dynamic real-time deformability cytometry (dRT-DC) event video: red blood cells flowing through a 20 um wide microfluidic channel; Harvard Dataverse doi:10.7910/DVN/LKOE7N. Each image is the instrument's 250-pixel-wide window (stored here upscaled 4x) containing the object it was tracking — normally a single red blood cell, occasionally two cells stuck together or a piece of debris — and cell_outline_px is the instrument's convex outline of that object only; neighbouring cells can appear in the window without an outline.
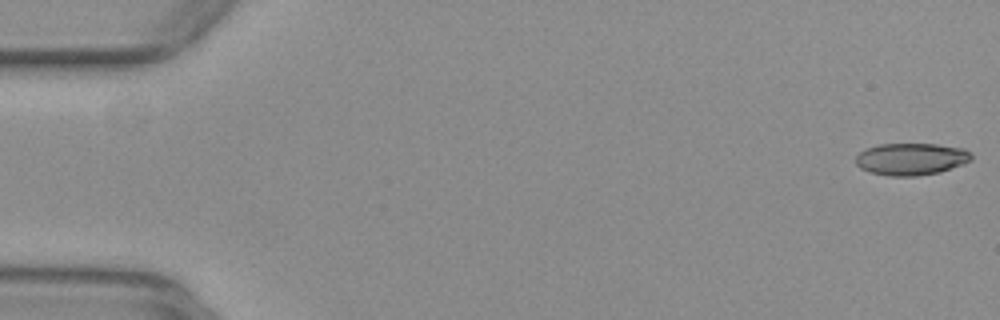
{"species": "common noctule bat (a hibernating species)", "species_latin": "Nyctalus noctula", "temperature_condition": "warm", "stored_images_in_passage": 53, "camera_frame_rate_fps": 3000, "um_per_image_px": 0.085, "animal": {"sex": "female", "body_mass_g": 29.2, "forearm_length_mm": 56.3}, "frame": {"image": 1, "passage_image": 1, "time_ms": 0.0, "image_size_px": [1000, 320], "cell_outline_px": [[972, 160], [964, 164], [940, 172], [916, 176], [888, 176], [872, 172], [860, 168], [856, 164], [856, 156], [864, 148], [876, 144], [936, 144], [964, 148], [972, 156]], "centroid_in_image_um": [77.44, 13.51], "position_along_channel_um": 7.6, "area_um2": 21.73}}
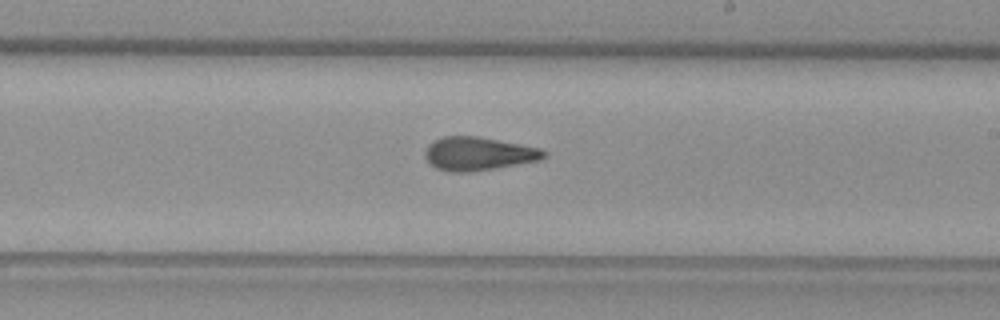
{"frame": {"image": 2, "passage_image": 31, "time_ms": 10.0, "image_size_px": [1000, 320], "cell_outline_px": [[548, 152], [540, 160], [496, 168], [472, 172], [448, 172], [436, 168], [428, 164], [424, 156], [424, 152], [428, 144], [444, 136], [476, 136], [540, 148]], "centroid_in_image_um": [40.61, 13.08], "position_along_channel_um": 248.4, "area_um2": 23.18}}
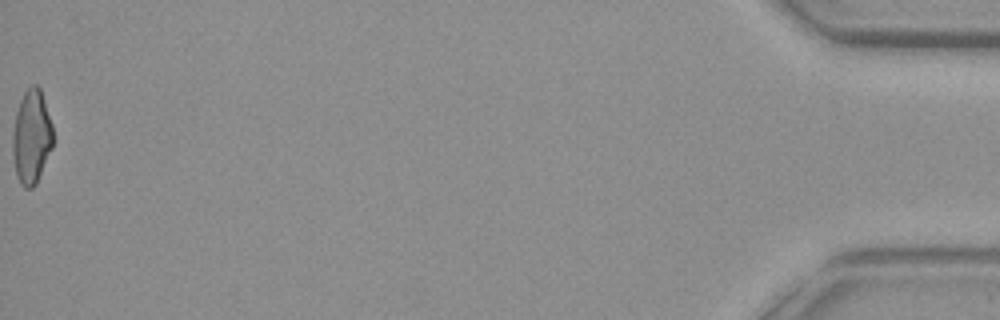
{"frame": {"image": 3, "passage_image": 53, "time_ms": 17.333, "image_size_px": [1000, 320], "cell_outline_px": [[52, 148], [36, 184], [32, 188], [24, 188], [20, 184], [16, 176], [12, 152], [12, 136], [16, 112], [20, 100], [24, 92], [32, 84], [36, 84], [40, 88], [52, 124]], "centroid_in_image_um": [2.66, 11.65], "position_along_channel_um": 432.5, "area_um2": 22.14}, "authors_computed_cell_mechanics": {"area_um2": 22.542, "velocity_mm_per_s": 3.9675, "shape_relaxation_time_tau1_ms": 7.4797, "shape_relaxation_time_tau2_ms": 2.6453, "deformation_change_tau1": 0.1984, "deformation_change_tau2": 0.1061}}